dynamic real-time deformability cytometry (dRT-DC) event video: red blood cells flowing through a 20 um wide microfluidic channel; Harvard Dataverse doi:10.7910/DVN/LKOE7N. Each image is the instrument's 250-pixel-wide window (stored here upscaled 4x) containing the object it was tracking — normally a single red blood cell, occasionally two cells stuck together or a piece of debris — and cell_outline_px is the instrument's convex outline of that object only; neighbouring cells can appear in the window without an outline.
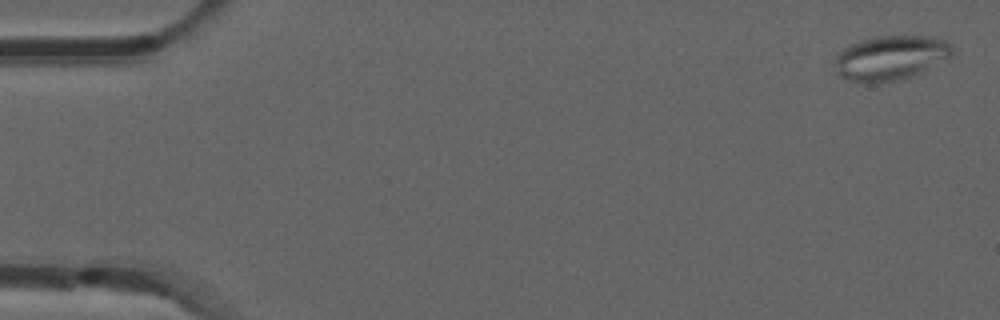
{"species": "common noctule bat (a hibernating species)", "species_latin": "Nyctalus noctula", "temperature_condition": "room temperature", "stored_images_in_passage": 53, "camera_frame_rate_fps": 3000, "um_per_image_px": 0.085, "animal": {"sex": "male", "forearm_length_mm": 52.5}, "frame": {"image": 1, "passage_image": 1, "time_ms": 0.0, "image_size_px": [1000, 320], "cell_outline_px": [[952, 56], [920, 72], [896, 80], [876, 84], [848, 80], [840, 76], [836, 72], [836, 56], [844, 48], [852, 44], [864, 40], [880, 36], [928, 36], [944, 40], [952, 48]], "centroid_in_image_um": [75.68, 4.92], "position_along_channel_um": 9.3, "area_um2": 29.94}}
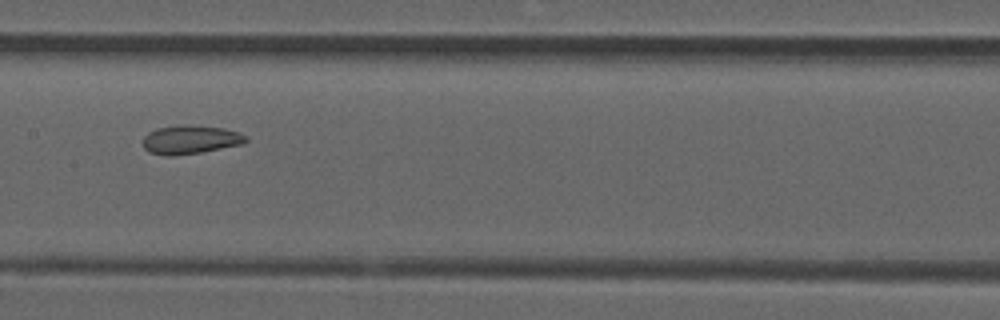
{"frame": {"image": 2, "passage_image": 26, "time_ms": 8.333, "image_size_px": [1000, 320], "cell_outline_px": [[248, 140], [240, 144], [200, 152], [168, 156], [148, 152], [144, 148], [144, 136], [148, 132], [156, 128], [224, 128], [248, 136]], "centroid_in_image_um": [16.16, 11.92], "position_along_channel_um": 191.2, "area_um2": 16.01}}
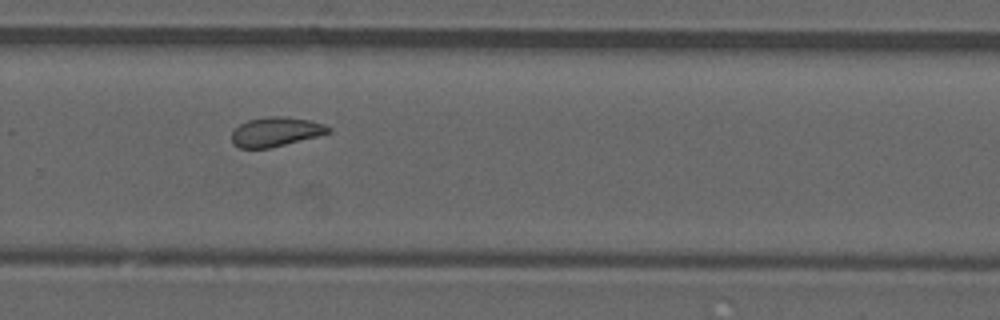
{"frame": {"image": 3, "passage_image": 35, "time_ms": 11.333, "image_size_px": [1000, 320], "cell_outline_px": [[332, 132], [268, 148], [240, 148], [232, 144], [232, 132], [240, 124], [248, 120], [268, 116], [284, 116], [308, 120], [324, 124], [332, 128]], "centroid_in_image_um": [23.43, 11.19], "position_along_channel_um": 306.4, "area_um2": 16.36}, "authors_computed_cell_mechanics": {"area_um2": 17.3978, "velocity_mm_per_s": 3.8554, "shape_relaxation_time_tau1_ms": null, "shape_relaxation_time_tau2_ms": 1.8363, "deformation_change_tau1": null, "deformation_change_tau2": 0.0783}}